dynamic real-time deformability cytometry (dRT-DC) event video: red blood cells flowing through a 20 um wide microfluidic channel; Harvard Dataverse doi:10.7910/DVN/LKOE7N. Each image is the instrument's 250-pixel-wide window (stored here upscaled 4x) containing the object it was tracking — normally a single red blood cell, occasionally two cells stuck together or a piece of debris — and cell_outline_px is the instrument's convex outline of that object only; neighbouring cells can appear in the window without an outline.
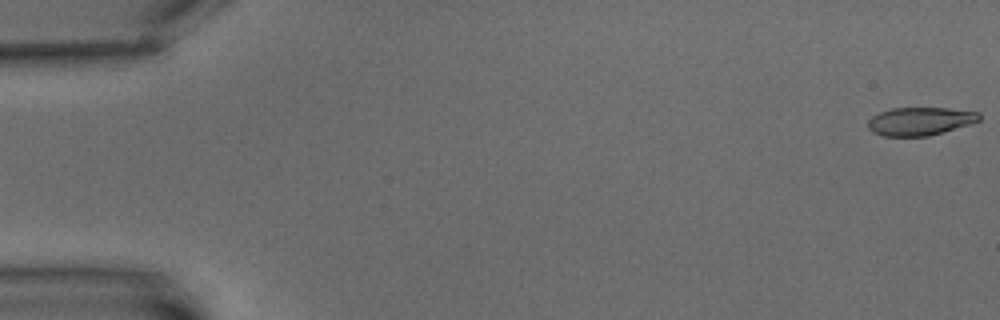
{"species": "common noctule bat (a hibernating species)", "species_latin": "Nyctalus noctula", "temperature_condition": "warm", "stored_images_in_passage": 6, "camera_frame_rate_fps": 3000, "um_per_image_px": 0.085, "animal": {"sex": "male", "body_mass_g": 15.6}, "frame": {"image": 1, "passage_image": 1, "time_ms": 0.0, "image_size_px": [1000, 320], "cell_outline_px": [[980, 120], [968, 124], [928, 136], [884, 136], [872, 132], [868, 128], [868, 120], [872, 116], [880, 112], [892, 108], [948, 108], [980, 112]], "centroid_in_image_um": [78.17, 10.3], "position_along_channel_um": 6.8, "area_um2": 18.09}}
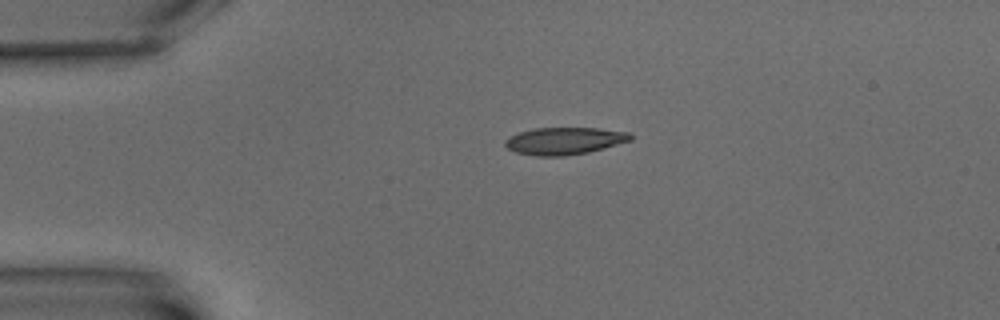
{"frame": {"image": 2, "passage_image": 5, "time_ms": 4.667, "image_size_px": [1000, 320], "cell_outline_px": [[632, 140], [604, 148], [588, 152], [564, 156], [536, 156], [516, 152], [508, 148], [504, 144], [504, 140], [508, 136], [532, 128], [600, 128], [632, 132]], "centroid_in_image_um": [47.99, 11.97], "position_along_channel_um": 37.0, "area_um2": 20.06}}